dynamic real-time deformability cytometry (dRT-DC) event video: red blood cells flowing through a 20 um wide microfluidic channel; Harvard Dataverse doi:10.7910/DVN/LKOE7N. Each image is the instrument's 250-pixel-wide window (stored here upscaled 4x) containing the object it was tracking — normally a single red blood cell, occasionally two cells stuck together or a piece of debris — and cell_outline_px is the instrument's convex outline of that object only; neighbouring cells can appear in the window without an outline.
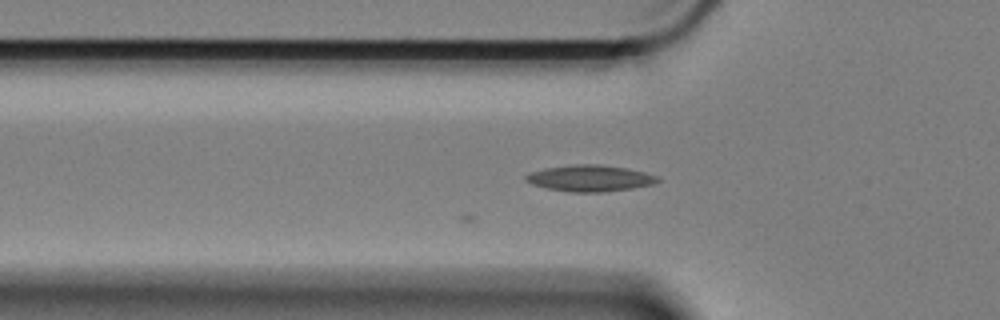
{"species": "Egyptian fruit bat (a non-hibernating species)", "species_latin": "Rousettus aegyptiacus", "temperature_condition": "cold", "stored_images_in_passage": 2, "camera_frame_rate_fps": 3000, "um_per_image_px": 0.085, "animal": {"sex": "female"}, "frame": {"image": 1, "passage_image": 2, "time_ms": 0.333, "image_size_px": [1000, 320], "cell_outline_px": [[660, 180], [652, 184], [632, 188], [604, 192], [568, 192], [548, 188], [532, 184], [524, 180], [524, 176], [532, 172], [544, 168], [580, 164], [596, 164], [624, 168], [644, 172], [656, 176]], "centroid_in_image_um": [50.11, 15.16], "position_along_channel_um": 75.7, "area_um2": 19.94}}